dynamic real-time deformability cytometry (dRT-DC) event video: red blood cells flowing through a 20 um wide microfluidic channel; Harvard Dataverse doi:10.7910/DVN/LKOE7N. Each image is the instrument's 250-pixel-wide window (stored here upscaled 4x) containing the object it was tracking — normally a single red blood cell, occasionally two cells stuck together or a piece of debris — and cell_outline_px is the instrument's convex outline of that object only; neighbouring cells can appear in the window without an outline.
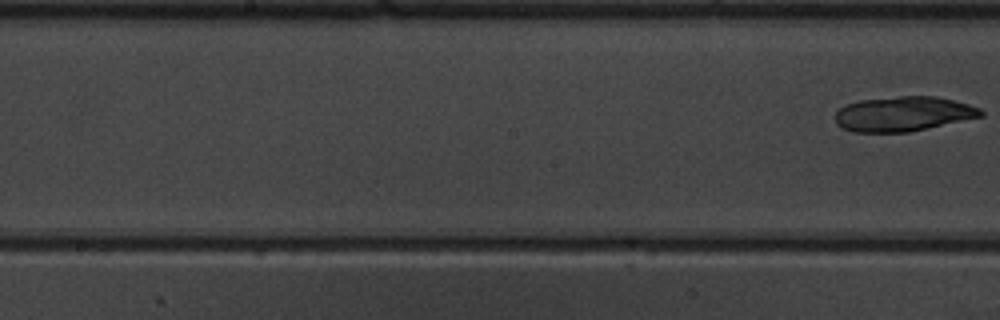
{"species": "common noctule bat (a hibernating species)", "species_latin": "Nyctalus noctula", "temperature_condition": "warm", "stored_images_in_passage": 8, "segment_of_instrument_passage": [2, 2], "camera_frame_rate_fps": 3000, "um_per_image_px": 0.085, "animal": {"sex": "male", "body_mass_g": 19.5, "forearm_length_mm": 54.6}, "frame": {"image": 1, "passage_image": 8, "time_ms": 9.333, "image_size_px": [1000, 320], "cell_outline_px": [[984, 116], [908, 132], [852, 132], [836, 124], [836, 112], [844, 104], [860, 100], [900, 96], [932, 96], [952, 100], [968, 104], [980, 108], [984, 112]], "centroid_in_image_um": [76.77, 9.68], "position_along_channel_um": 171.4, "area_um2": 29.42}}